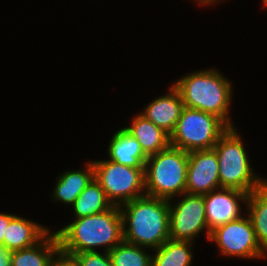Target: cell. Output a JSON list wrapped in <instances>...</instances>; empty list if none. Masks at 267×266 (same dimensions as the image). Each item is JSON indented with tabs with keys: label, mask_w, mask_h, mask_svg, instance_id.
Listing matches in <instances>:
<instances>
[{
	"label": "cell",
	"mask_w": 267,
	"mask_h": 266,
	"mask_svg": "<svg viewBox=\"0 0 267 266\" xmlns=\"http://www.w3.org/2000/svg\"><path fill=\"white\" fill-rule=\"evenodd\" d=\"M55 233L60 250L66 254L97 251L100 246L109 252L124 240L120 207L113 205L104 212L75 219Z\"/></svg>",
	"instance_id": "obj_1"
},
{
	"label": "cell",
	"mask_w": 267,
	"mask_h": 266,
	"mask_svg": "<svg viewBox=\"0 0 267 266\" xmlns=\"http://www.w3.org/2000/svg\"><path fill=\"white\" fill-rule=\"evenodd\" d=\"M169 205L168 199L148 195L121 205L124 241L152 250L159 248L170 239Z\"/></svg>",
	"instance_id": "obj_2"
},
{
	"label": "cell",
	"mask_w": 267,
	"mask_h": 266,
	"mask_svg": "<svg viewBox=\"0 0 267 266\" xmlns=\"http://www.w3.org/2000/svg\"><path fill=\"white\" fill-rule=\"evenodd\" d=\"M173 86L180 93L184 107L214 114L233 127L228 111L234 90L230 81L218 70L207 69L187 74Z\"/></svg>",
	"instance_id": "obj_3"
},
{
	"label": "cell",
	"mask_w": 267,
	"mask_h": 266,
	"mask_svg": "<svg viewBox=\"0 0 267 266\" xmlns=\"http://www.w3.org/2000/svg\"><path fill=\"white\" fill-rule=\"evenodd\" d=\"M189 152L169 145L148 156L144 166L145 194L172 199L185 193Z\"/></svg>",
	"instance_id": "obj_4"
},
{
	"label": "cell",
	"mask_w": 267,
	"mask_h": 266,
	"mask_svg": "<svg viewBox=\"0 0 267 266\" xmlns=\"http://www.w3.org/2000/svg\"><path fill=\"white\" fill-rule=\"evenodd\" d=\"M213 149L218 159L220 188H233L249 194L267 182V179L256 176L250 167L236 127H230Z\"/></svg>",
	"instance_id": "obj_5"
},
{
	"label": "cell",
	"mask_w": 267,
	"mask_h": 266,
	"mask_svg": "<svg viewBox=\"0 0 267 266\" xmlns=\"http://www.w3.org/2000/svg\"><path fill=\"white\" fill-rule=\"evenodd\" d=\"M229 128L214 114L184 107L174 131L170 134V145L186 152L213 149Z\"/></svg>",
	"instance_id": "obj_6"
},
{
	"label": "cell",
	"mask_w": 267,
	"mask_h": 266,
	"mask_svg": "<svg viewBox=\"0 0 267 266\" xmlns=\"http://www.w3.org/2000/svg\"><path fill=\"white\" fill-rule=\"evenodd\" d=\"M93 166L94 178L112 205L120 207L146 195L144 168H133L110 160L94 161Z\"/></svg>",
	"instance_id": "obj_7"
},
{
	"label": "cell",
	"mask_w": 267,
	"mask_h": 266,
	"mask_svg": "<svg viewBox=\"0 0 267 266\" xmlns=\"http://www.w3.org/2000/svg\"><path fill=\"white\" fill-rule=\"evenodd\" d=\"M214 241L221 254L242 258L267 257L257 241L250 217L241 216L236 221L220 225L211 231L209 241Z\"/></svg>",
	"instance_id": "obj_8"
},
{
	"label": "cell",
	"mask_w": 267,
	"mask_h": 266,
	"mask_svg": "<svg viewBox=\"0 0 267 266\" xmlns=\"http://www.w3.org/2000/svg\"><path fill=\"white\" fill-rule=\"evenodd\" d=\"M184 197L177 204L171 205L169 199V237L171 240L190 241L207 229L204 195L183 193Z\"/></svg>",
	"instance_id": "obj_9"
},
{
	"label": "cell",
	"mask_w": 267,
	"mask_h": 266,
	"mask_svg": "<svg viewBox=\"0 0 267 266\" xmlns=\"http://www.w3.org/2000/svg\"><path fill=\"white\" fill-rule=\"evenodd\" d=\"M219 188V165L215 150L190 151L185 193L204 195Z\"/></svg>",
	"instance_id": "obj_10"
},
{
	"label": "cell",
	"mask_w": 267,
	"mask_h": 266,
	"mask_svg": "<svg viewBox=\"0 0 267 266\" xmlns=\"http://www.w3.org/2000/svg\"><path fill=\"white\" fill-rule=\"evenodd\" d=\"M247 193L233 188H219L204 194L208 231L241 217L239 201L246 202Z\"/></svg>",
	"instance_id": "obj_11"
},
{
	"label": "cell",
	"mask_w": 267,
	"mask_h": 266,
	"mask_svg": "<svg viewBox=\"0 0 267 266\" xmlns=\"http://www.w3.org/2000/svg\"><path fill=\"white\" fill-rule=\"evenodd\" d=\"M168 94L154 99L141 113L147 120L162 128L169 135L174 131L184 103L178 90L171 85Z\"/></svg>",
	"instance_id": "obj_12"
},
{
	"label": "cell",
	"mask_w": 267,
	"mask_h": 266,
	"mask_svg": "<svg viewBox=\"0 0 267 266\" xmlns=\"http://www.w3.org/2000/svg\"><path fill=\"white\" fill-rule=\"evenodd\" d=\"M59 250L57 234L49 231L35 245L9 252L10 266H51Z\"/></svg>",
	"instance_id": "obj_13"
},
{
	"label": "cell",
	"mask_w": 267,
	"mask_h": 266,
	"mask_svg": "<svg viewBox=\"0 0 267 266\" xmlns=\"http://www.w3.org/2000/svg\"><path fill=\"white\" fill-rule=\"evenodd\" d=\"M49 231L43 225L14 215L9 222L3 238V248L11 252L33 246Z\"/></svg>",
	"instance_id": "obj_14"
},
{
	"label": "cell",
	"mask_w": 267,
	"mask_h": 266,
	"mask_svg": "<svg viewBox=\"0 0 267 266\" xmlns=\"http://www.w3.org/2000/svg\"><path fill=\"white\" fill-rule=\"evenodd\" d=\"M108 150V160L133 168H144L148 159L140 143L125 128L113 135Z\"/></svg>",
	"instance_id": "obj_15"
},
{
	"label": "cell",
	"mask_w": 267,
	"mask_h": 266,
	"mask_svg": "<svg viewBox=\"0 0 267 266\" xmlns=\"http://www.w3.org/2000/svg\"><path fill=\"white\" fill-rule=\"evenodd\" d=\"M125 129L137 139L147 156L156 154L170 145V135L142 114L136 115L130 127Z\"/></svg>",
	"instance_id": "obj_16"
},
{
	"label": "cell",
	"mask_w": 267,
	"mask_h": 266,
	"mask_svg": "<svg viewBox=\"0 0 267 266\" xmlns=\"http://www.w3.org/2000/svg\"><path fill=\"white\" fill-rule=\"evenodd\" d=\"M84 170H72L62 173L57 179L53 192L55 201L73 205L75 199L94 178L93 161L87 163Z\"/></svg>",
	"instance_id": "obj_17"
},
{
	"label": "cell",
	"mask_w": 267,
	"mask_h": 266,
	"mask_svg": "<svg viewBox=\"0 0 267 266\" xmlns=\"http://www.w3.org/2000/svg\"><path fill=\"white\" fill-rule=\"evenodd\" d=\"M100 183L93 178L75 199L72 208L75 219L104 212L112 207Z\"/></svg>",
	"instance_id": "obj_18"
},
{
	"label": "cell",
	"mask_w": 267,
	"mask_h": 266,
	"mask_svg": "<svg viewBox=\"0 0 267 266\" xmlns=\"http://www.w3.org/2000/svg\"><path fill=\"white\" fill-rule=\"evenodd\" d=\"M248 216L251 219L256 238L261 248L267 252V182L247 195Z\"/></svg>",
	"instance_id": "obj_19"
},
{
	"label": "cell",
	"mask_w": 267,
	"mask_h": 266,
	"mask_svg": "<svg viewBox=\"0 0 267 266\" xmlns=\"http://www.w3.org/2000/svg\"><path fill=\"white\" fill-rule=\"evenodd\" d=\"M193 242L168 239L159 248L154 249L151 266H190L193 258Z\"/></svg>",
	"instance_id": "obj_20"
},
{
	"label": "cell",
	"mask_w": 267,
	"mask_h": 266,
	"mask_svg": "<svg viewBox=\"0 0 267 266\" xmlns=\"http://www.w3.org/2000/svg\"><path fill=\"white\" fill-rule=\"evenodd\" d=\"M144 248L123 240L108 253L113 266H151L153 255L147 254Z\"/></svg>",
	"instance_id": "obj_21"
},
{
	"label": "cell",
	"mask_w": 267,
	"mask_h": 266,
	"mask_svg": "<svg viewBox=\"0 0 267 266\" xmlns=\"http://www.w3.org/2000/svg\"><path fill=\"white\" fill-rule=\"evenodd\" d=\"M81 266H113L109 253L102 255L98 251L82 252L73 254Z\"/></svg>",
	"instance_id": "obj_22"
},
{
	"label": "cell",
	"mask_w": 267,
	"mask_h": 266,
	"mask_svg": "<svg viewBox=\"0 0 267 266\" xmlns=\"http://www.w3.org/2000/svg\"><path fill=\"white\" fill-rule=\"evenodd\" d=\"M51 266H81L78 260L73 256L59 250L53 258Z\"/></svg>",
	"instance_id": "obj_23"
},
{
	"label": "cell",
	"mask_w": 267,
	"mask_h": 266,
	"mask_svg": "<svg viewBox=\"0 0 267 266\" xmlns=\"http://www.w3.org/2000/svg\"><path fill=\"white\" fill-rule=\"evenodd\" d=\"M13 216L14 215H12V214L0 212V246H2V247H3V238L6 234L9 222Z\"/></svg>",
	"instance_id": "obj_24"
},
{
	"label": "cell",
	"mask_w": 267,
	"mask_h": 266,
	"mask_svg": "<svg viewBox=\"0 0 267 266\" xmlns=\"http://www.w3.org/2000/svg\"><path fill=\"white\" fill-rule=\"evenodd\" d=\"M0 266H10V254L0 246Z\"/></svg>",
	"instance_id": "obj_25"
},
{
	"label": "cell",
	"mask_w": 267,
	"mask_h": 266,
	"mask_svg": "<svg viewBox=\"0 0 267 266\" xmlns=\"http://www.w3.org/2000/svg\"><path fill=\"white\" fill-rule=\"evenodd\" d=\"M195 1H197V2H199V4H201V5H211V4H213L214 2H217V1H220V0H195Z\"/></svg>",
	"instance_id": "obj_26"
},
{
	"label": "cell",
	"mask_w": 267,
	"mask_h": 266,
	"mask_svg": "<svg viewBox=\"0 0 267 266\" xmlns=\"http://www.w3.org/2000/svg\"><path fill=\"white\" fill-rule=\"evenodd\" d=\"M265 6H267V0H263Z\"/></svg>",
	"instance_id": "obj_27"
}]
</instances>
